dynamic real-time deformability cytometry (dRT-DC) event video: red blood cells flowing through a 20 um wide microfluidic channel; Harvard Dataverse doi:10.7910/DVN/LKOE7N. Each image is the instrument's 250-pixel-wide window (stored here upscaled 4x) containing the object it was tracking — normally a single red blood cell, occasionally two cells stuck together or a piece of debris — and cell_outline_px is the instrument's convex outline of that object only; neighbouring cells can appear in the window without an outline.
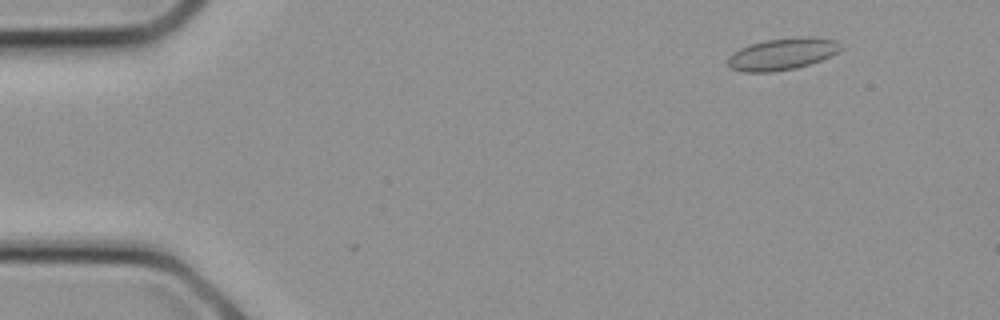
{"species": "common noctule bat (a hibernating species)", "species_latin": "Nyctalus noctula", "temperature_condition": "cold", "stored_images_in_passage": 11, "camera_frame_rate_fps": 3000, "um_per_image_px": 0.085, "animal": {"sex": "female", "body_mass_g": 21.9}, "frame": {"image": 1, "passage_image": 3, "time_ms": 0.667, "image_size_px": [1000, 320], "cell_outline_px": [[844, 48], [832, 56], [796, 68], [772, 72], [744, 72], [732, 68], [728, 64], [728, 56], [732, 52], [740, 48], [764, 40], [800, 36], [812, 36], [836, 40]], "centroid_in_image_um": [66.53, 4.57], "position_along_channel_um": 18.5, "area_um2": 21.1}}
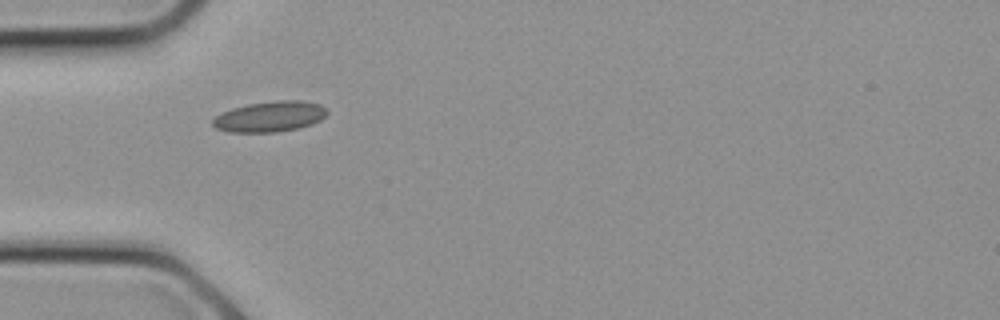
{"frame": {"image": 2, "passage_image": 8, "time_ms": 2.333, "image_size_px": [1000, 320], "cell_outline_px": [[328, 112], [320, 120], [312, 124], [296, 128], [276, 132], [228, 132], [216, 128], [212, 124], [212, 120], [216, 116], [232, 108], [248, 104], [276, 100], [300, 100], [320, 104]], "centroid_in_image_um": [22.93, 9.9], "position_along_channel_um": 62.1, "area_um2": 20.23}}
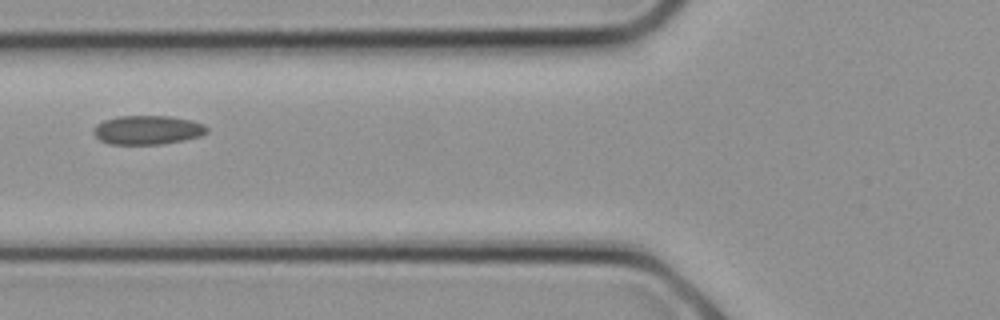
{"frame": {"image": 3, "passage_image": 10, "time_ms": 3.0, "image_size_px": [1000, 320], "cell_outline_px": [[208, 132], [200, 136], [184, 140], [160, 144], [108, 144], [100, 140], [92, 132], [92, 128], [96, 124], [104, 120], [116, 116], [172, 116], [192, 120], [204, 124], [208, 128]], "centroid_in_image_um": [12.53, 11.04], "position_along_channel_um": 113.3, "area_um2": 19.36}}